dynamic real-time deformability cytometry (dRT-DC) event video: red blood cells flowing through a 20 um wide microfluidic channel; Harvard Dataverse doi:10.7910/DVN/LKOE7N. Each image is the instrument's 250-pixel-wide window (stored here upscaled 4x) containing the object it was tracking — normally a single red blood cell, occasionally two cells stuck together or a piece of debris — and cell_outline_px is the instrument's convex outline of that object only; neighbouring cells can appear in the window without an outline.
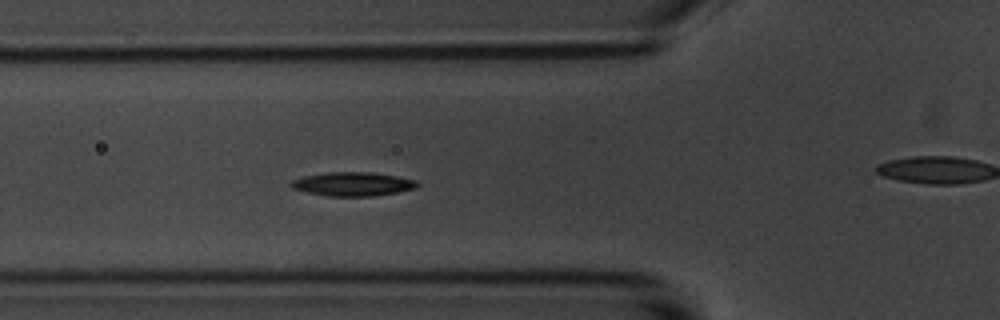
{"species": "common noctule bat (a hibernating species)", "species_latin": "Nyctalus noctula", "temperature_condition": "room temperature", "stored_images_in_passage": 6, "camera_frame_rate_fps": 3000, "um_per_image_px": 0.085, "animal": {"sex": "male", "body_mass_g": 20.1, "forearm_length_mm": 53.5}, "frame": {"image": 1, "passage_image": 5, "time_ms": 4.667, "image_size_px": [1000, 320], "cell_outline_px": [[420, 184], [416, 188], [396, 192], [372, 196], [328, 196], [308, 192], [292, 188], [288, 184], [292, 180], [304, 176], [328, 172], [372, 172], [396, 176], [416, 180]], "centroid_in_image_um": [29.98, 15.64], "position_along_channel_um": 95.8, "area_um2": 17.46}}